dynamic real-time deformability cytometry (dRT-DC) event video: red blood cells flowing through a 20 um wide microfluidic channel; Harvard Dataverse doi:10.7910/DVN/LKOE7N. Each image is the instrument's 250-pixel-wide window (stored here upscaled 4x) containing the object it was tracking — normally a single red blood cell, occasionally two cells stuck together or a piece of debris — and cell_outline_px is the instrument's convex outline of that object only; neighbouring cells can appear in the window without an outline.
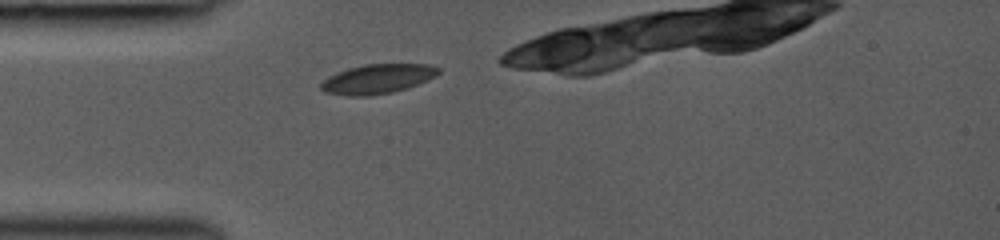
{"species": "common noctule bat (a hibernating species)", "species_latin": "Nyctalus noctula", "temperature_condition": "room temperature", "stored_images_in_passage": 5, "camera_frame_rate_fps": 3000, "um_per_image_px": 0.085, "animal": {"sex": "female", "body_mass_g": 19.0, "forearm_length_mm": 53.3}, "frame": {"image": 1, "passage_image": 1, "time_ms": 0.0, "image_size_px": [1000, 240], "cell_outline_px": [[440, 72], [436, 76], [428, 80], [408, 88], [392, 92], [368, 96], [348, 96], [324, 92], [320, 88], [320, 84], [328, 76], [348, 68], [364, 64], [428, 64], [440, 68]], "centroid_in_image_um": [32.09, 6.71], "position_along_channel_um": 52.9, "area_um2": 20.29}}
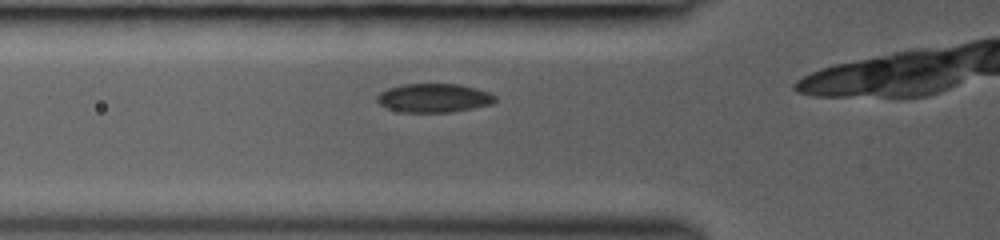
{"frame": {"image": 2, "passage_image": 4, "time_ms": 1.0, "image_size_px": [1000, 240], "cell_outline_px": [[496, 100], [492, 104], [472, 108], [448, 112], [404, 112], [388, 108], [380, 104], [376, 100], [376, 96], [380, 92], [388, 88], [404, 84], [460, 84], [476, 88], [488, 92], [496, 96]], "centroid_in_image_um": [36.88, 8.32], "position_along_channel_um": 88.9, "area_um2": 19.71}}